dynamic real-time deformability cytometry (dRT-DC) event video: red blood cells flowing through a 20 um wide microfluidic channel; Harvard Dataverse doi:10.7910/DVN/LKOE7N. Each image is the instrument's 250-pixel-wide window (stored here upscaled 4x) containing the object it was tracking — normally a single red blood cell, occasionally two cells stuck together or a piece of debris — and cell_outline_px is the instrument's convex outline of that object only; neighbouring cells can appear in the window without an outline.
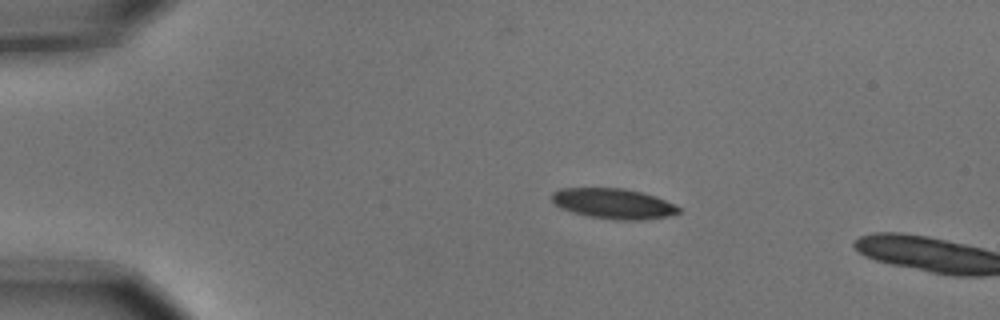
{"species": "common noctule bat (a hibernating species)", "species_latin": "Nyctalus noctula", "temperature_condition": "cold", "stored_images_in_passage": 4, "camera_frame_rate_fps": 3000, "um_per_image_px": 0.085, "animal": {"sex": "male", "body_mass_g": 15.6}, "frame": {"image": 1, "passage_image": 3, "time_ms": 0.667, "image_size_px": [1000, 320], "cell_outline_px": [[680, 212], [668, 216], [640, 220], [616, 220], [588, 216], [572, 212], [560, 208], [552, 200], [552, 192], [560, 188], [624, 188], [656, 196], [676, 204], [680, 208]], "centroid_in_image_um": [52.15, 17.3], "position_along_channel_um": 32.9, "area_um2": 22.48}}